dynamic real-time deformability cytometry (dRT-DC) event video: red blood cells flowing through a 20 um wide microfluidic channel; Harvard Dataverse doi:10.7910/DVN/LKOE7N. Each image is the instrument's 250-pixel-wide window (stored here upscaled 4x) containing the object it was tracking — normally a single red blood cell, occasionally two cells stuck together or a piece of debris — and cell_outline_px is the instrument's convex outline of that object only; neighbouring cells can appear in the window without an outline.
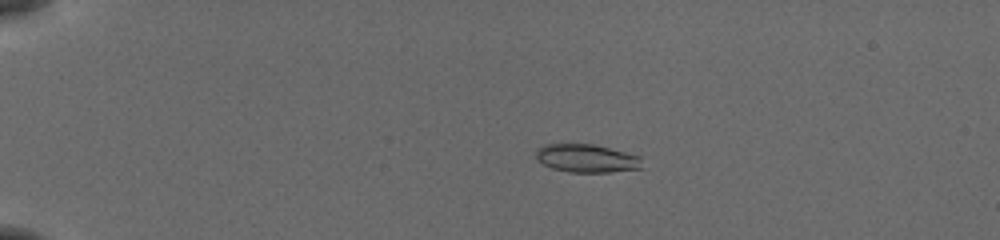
{"species": "common noctule bat (a hibernating species)", "species_latin": "Nyctalus noctula", "temperature_condition": "cold", "stored_images_in_passage": 43, "camera_frame_rate_fps": 3000, "um_per_image_px": 0.085, "animal": {"sex": "female", "body_mass_g": 19.5, "forearm_length_mm": 54.1}, "frame": {"image": 1, "passage_image": 1, "time_ms": 0.0, "image_size_px": [1000, 240], "cell_outline_px": [[640, 168], [608, 172], [568, 172], [552, 168], [544, 164], [536, 156], [536, 152], [544, 144], [592, 144], [640, 156]], "centroid_in_image_um": [49.84, 13.46], "position_along_channel_um": 35.2, "area_um2": 16.99}}
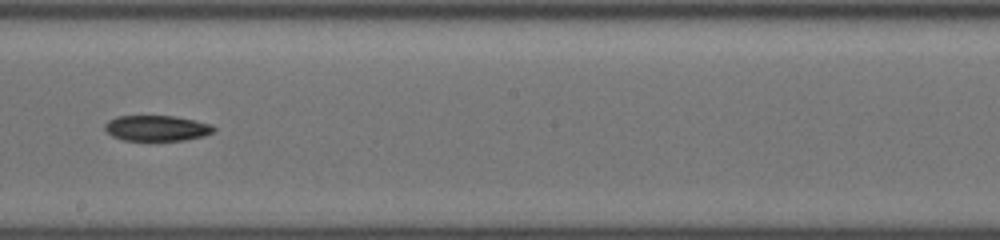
{"frame": {"image": 2, "passage_image": 22, "time_ms": 7.0, "image_size_px": [1000, 240], "cell_outline_px": [[216, 128], [212, 132], [204, 136], [184, 140], [124, 140], [112, 136], [104, 128], [104, 124], [108, 120], [116, 116], [172, 116], [212, 124]], "centroid_in_image_um": [13.3, 10.89], "position_along_channel_um": 234.9, "area_um2": 16.13}}
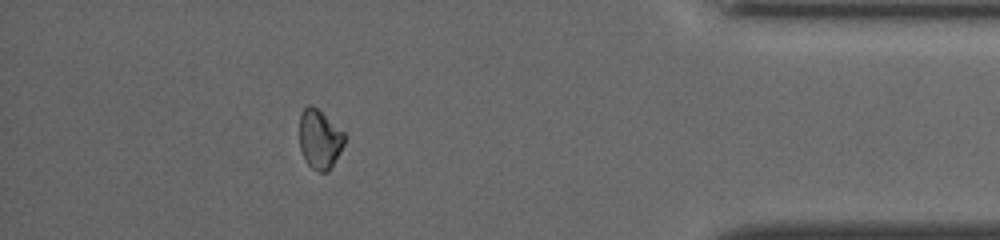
{"frame": {"image": 3, "passage_image": 38, "time_ms": 12.333, "image_size_px": [1000, 240], "cell_outline_px": [[344, 144], [340, 152], [328, 172], [320, 172], [312, 168], [308, 164], [300, 148], [300, 112], [308, 104], [312, 104], [344, 132]], "centroid_in_image_um": [27.16, 11.82], "position_along_channel_um": 408.0, "area_um2": 15.37}}